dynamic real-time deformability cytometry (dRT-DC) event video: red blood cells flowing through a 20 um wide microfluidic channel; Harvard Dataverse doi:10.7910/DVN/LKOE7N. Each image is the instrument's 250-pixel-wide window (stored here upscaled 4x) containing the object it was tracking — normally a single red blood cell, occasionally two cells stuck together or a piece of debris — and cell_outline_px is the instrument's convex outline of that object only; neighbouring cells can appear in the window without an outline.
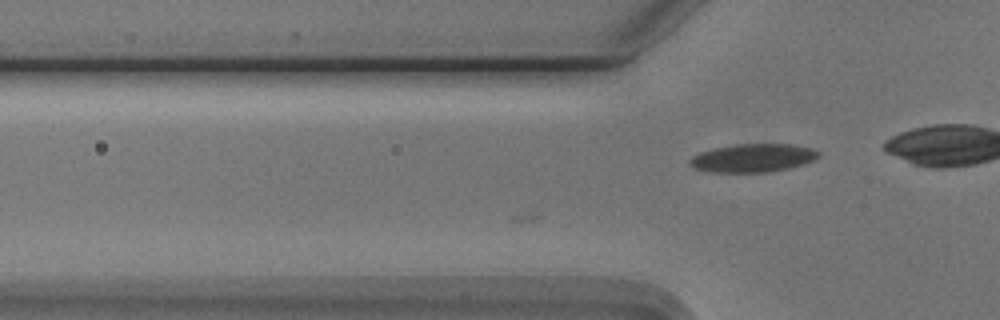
{"species": "Egyptian fruit bat (a non-hibernating species)", "species_latin": "Rousettus aegyptiacus", "temperature_condition": "cold", "stored_images_in_passage": 5, "camera_frame_rate_fps": 3000, "um_per_image_px": 0.085, "animal": {"sex": "male"}, "frame": {"image": 1, "passage_image": 5, "time_ms": 1.333, "image_size_px": [1000, 320], "cell_outline_px": [[820, 156], [816, 160], [788, 168], [764, 172], [712, 172], [692, 168], [688, 164], [688, 160], [692, 156], [700, 152], [712, 148], [736, 144], [792, 144], [812, 148], [820, 152]], "centroid_in_image_um": [63.97, 13.42], "position_along_channel_um": 61.8, "area_um2": 21.39}}